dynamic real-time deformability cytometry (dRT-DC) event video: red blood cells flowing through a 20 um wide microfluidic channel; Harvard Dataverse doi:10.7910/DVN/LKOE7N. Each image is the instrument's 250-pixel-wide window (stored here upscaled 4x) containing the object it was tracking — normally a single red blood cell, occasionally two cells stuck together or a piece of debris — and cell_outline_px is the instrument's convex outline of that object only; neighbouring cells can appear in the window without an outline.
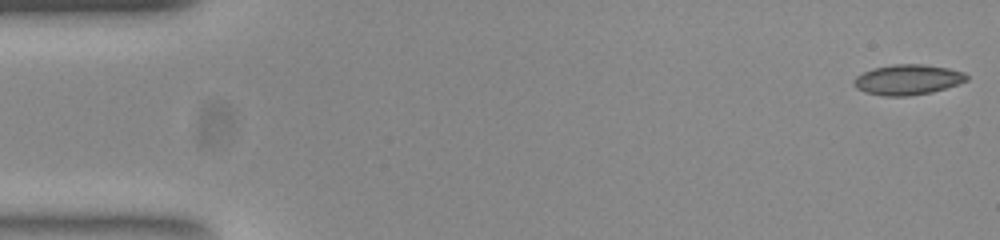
{"species": "common noctule bat (a hibernating species)", "species_latin": "Nyctalus noctula", "temperature_condition": "room temperature", "stored_images_in_passage": 53, "segment_of_instrument_passage": [1, 2], "camera_frame_rate_fps": 3000, "um_per_image_px": 0.085, "animal": {"sex": "female", "body_mass_g": 23.0, "forearm_length_mm": 53.4}, "frame": {"image": 1, "passage_image": 1, "time_ms": 0.0, "image_size_px": [1000, 240], "cell_outline_px": [[968, 80], [932, 92], [908, 96], [884, 96], [864, 92], [856, 88], [852, 84], [852, 80], [856, 76], [872, 68], [896, 64], [920, 64], [948, 68], [964, 72], [968, 76]], "centroid_in_image_um": [77.11, 6.77], "position_along_channel_um": 7.9, "area_um2": 19.88}}
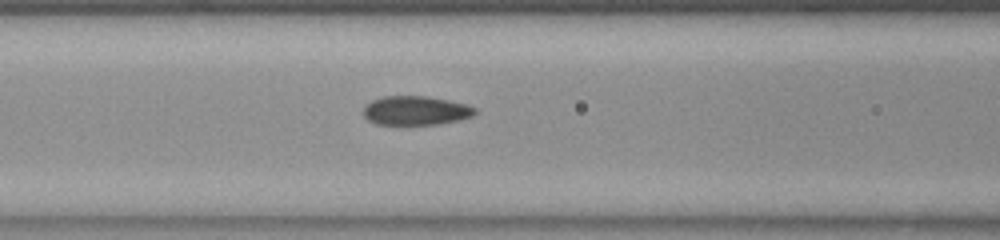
{"frame": {"image": 2, "passage_image": 21, "time_ms": 6.667, "image_size_px": [1000, 240], "cell_outline_px": [[476, 112], [472, 116], [460, 120], [440, 124], [376, 124], [368, 120], [364, 116], [364, 108], [372, 100], [384, 96], [428, 96], [468, 104], [476, 108]], "centroid_in_image_um": [35.37, 9.39], "position_along_channel_um": 131.2, "area_um2": 18.9}}
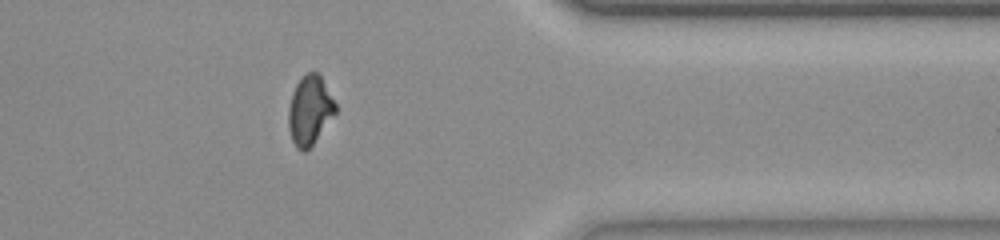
{"frame": {"image": 3, "passage_image": 42, "time_ms": 13.667, "image_size_px": [1000, 240], "cell_outline_px": [[336, 112], [312, 144], [304, 152], [296, 148], [292, 140], [288, 128], [288, 108], [292, 92], [296, 84], [308, 72], [320, 72], [336, 104]], "centroid_in_image_um": [26.32, 9.35], "position_along_channel_um": 385.1, "area_um2": 18.84}}